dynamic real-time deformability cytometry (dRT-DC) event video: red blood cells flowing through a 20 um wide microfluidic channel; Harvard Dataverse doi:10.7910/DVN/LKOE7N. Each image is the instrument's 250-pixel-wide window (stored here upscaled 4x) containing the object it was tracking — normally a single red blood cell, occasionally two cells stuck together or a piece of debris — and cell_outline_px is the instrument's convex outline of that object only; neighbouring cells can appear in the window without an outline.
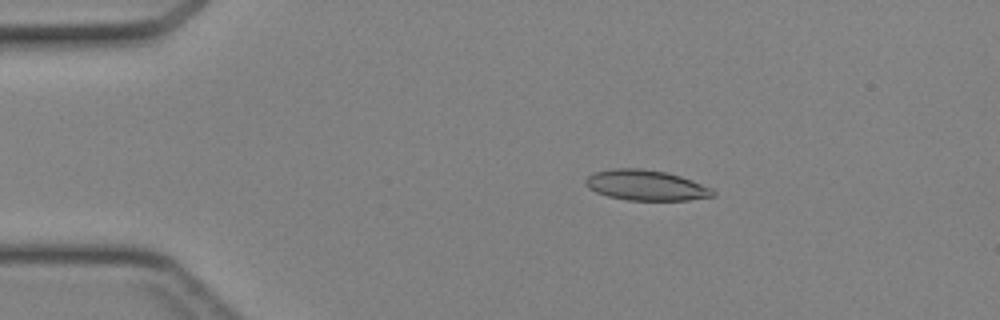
{"species": "Egyptian fruit bat (a non-hibernating species)", "species_latin": "Rousettus aegyptiacus", "temperature_condition": "cold", "stored_images_in_passage": 44, "camera_frame_rate_fps": 3000, "um_per_image_px": 0.085, "animal": {"sex": "female"}, "frame": {"image": 1, "passage_image": 8, "time_ms": 2.333, "image_size_px": [1000, 320], "cell_outline_px": [[716, 196], [688, 200], [628, 200], [608, 196], [596, 192], [588, 188], [584, 184], [584, 180], [592, 172], [612, 168], [640, 168], [664, 172], [680, 176], [692, 180], [712, 188], [716, 192]], "centroid_in_image_um": [54.89, 15.74], "position_along_channel_um": 30.1, "area_um2": 22.72}}
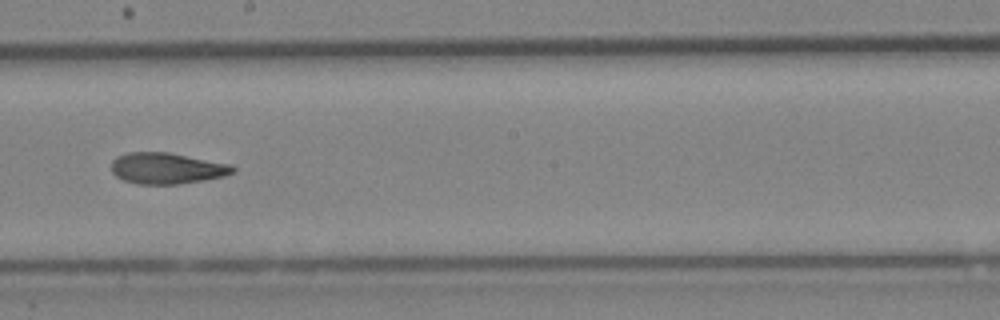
{"frame": {"image": 2, "passage_image": 25, "time_ms": 8.0, "image_size_px": [1000, 320], "cell_outline_px": [[236, 172], [224, 176], [204, 180], [176, 184], [136, 184], [124, 180], [116, 176], [112, 172], [112, 160], [116, 156], [128, 152], [168, 152], [232, 164], [236, 168]], "centroid_in_image_um": [14.2, 14.3], "position_along_channel_um": 234.0, "area_um2": 22.2}}
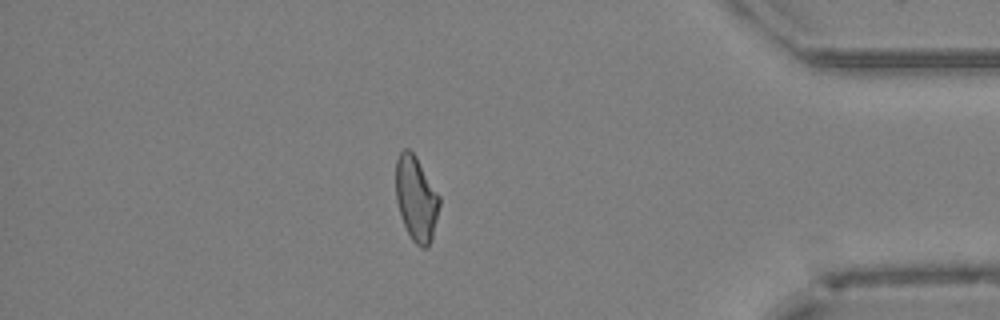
{"frame": {"image": 3, "passage_image": 38, "time_ms": 12.333, "image_size_px": [1000, 320], "cell_outline_px": [[440, 204], [432, 236], [428, 248], [420, 248], [412, 240], [404, 224], [396, 200], [396, 160], [400, 152], [404, 148], [408, 148], [416, 156], [440, 196]], "centroid_in_image_um": [35.37, 16.87], "position_along_channel_um": 399.8, "area_um2": 21.39}}